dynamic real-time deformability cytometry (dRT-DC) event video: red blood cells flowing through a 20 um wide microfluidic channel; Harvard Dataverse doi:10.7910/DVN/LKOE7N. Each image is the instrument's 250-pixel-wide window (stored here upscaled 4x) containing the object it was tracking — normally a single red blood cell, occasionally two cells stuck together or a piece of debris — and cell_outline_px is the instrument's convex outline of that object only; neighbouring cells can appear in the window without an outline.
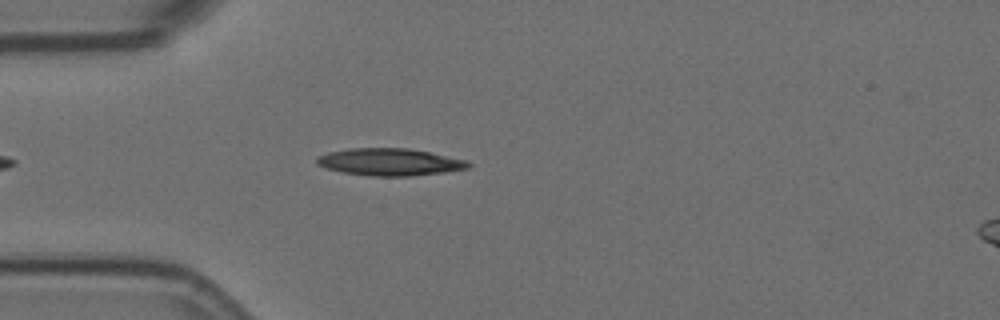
{"species": "Egyptian fruit bat (a non-hibernating species)", "species_latin": "Rousettus aegyptiacus", "temperature_condition": "room temperature", "stored_images_in_passage": 5, "camera_frame_rate_fps": 3000, "um_per_image_px": 0.085, "animal": {"sex": "female"}, "frame": {"image": 1, "passage_image": 5, "time_ms": 1.333, "image_size_px": [1000, 320], "cell_outline_px": [[472, 164], [468, 168], [444, 172], [408, 176], [368, 176], [340, 172], [324, 168], [316, 164], [316, 156], [328, 152], [352, 148], [408, 148], [468, 160]], "centroid_in_image_um": [33.08, 13.77], "position_along_channel_um": 51.9, "area_um2": 24.16}}